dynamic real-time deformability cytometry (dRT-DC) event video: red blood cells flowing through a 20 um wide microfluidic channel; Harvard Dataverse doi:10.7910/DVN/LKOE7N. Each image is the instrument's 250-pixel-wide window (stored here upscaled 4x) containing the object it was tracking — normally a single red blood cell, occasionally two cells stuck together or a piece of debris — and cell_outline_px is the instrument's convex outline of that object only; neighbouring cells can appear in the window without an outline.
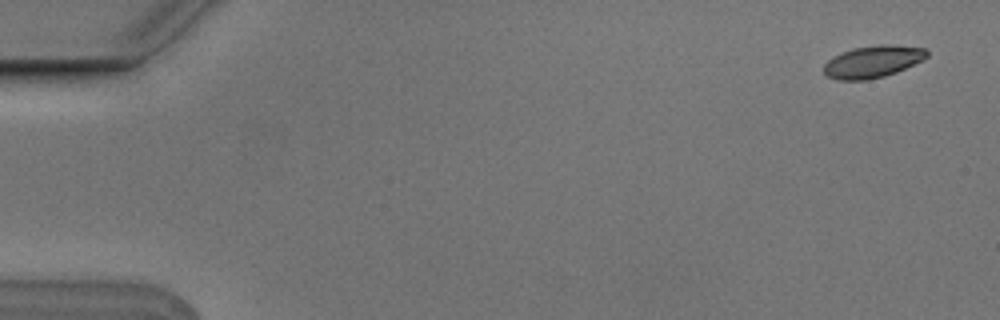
{"species": "Egyptian fruit bat (a non-hibernating species)", "species_latin": "Rousettus aegyptiacus", "temperature_condition": "cold", "stored_images_in_passage": 4, "camera_frame_rate_fps": 3000, "um_per_image_px": 0.085, "animal": {"sex": "male"}, "frame": {"image": 1, "passage_image": 1, "time_ms": 0.0, "image_size_px": [1000, 320], "cell_outline_px": [[928, 56], [924, 60], [896, 72], [884, 76], [868, 80], [836, 80], [828, 76], [824, 72], [824, 64], [832, 56], [852, 48], [880, 44], [888, 44], [924, 48], [928, 52]], "centroid_in_image_um": [74.18, 5.24], "position_along_channel_um": 10.8, "area_um2": 19.36}}